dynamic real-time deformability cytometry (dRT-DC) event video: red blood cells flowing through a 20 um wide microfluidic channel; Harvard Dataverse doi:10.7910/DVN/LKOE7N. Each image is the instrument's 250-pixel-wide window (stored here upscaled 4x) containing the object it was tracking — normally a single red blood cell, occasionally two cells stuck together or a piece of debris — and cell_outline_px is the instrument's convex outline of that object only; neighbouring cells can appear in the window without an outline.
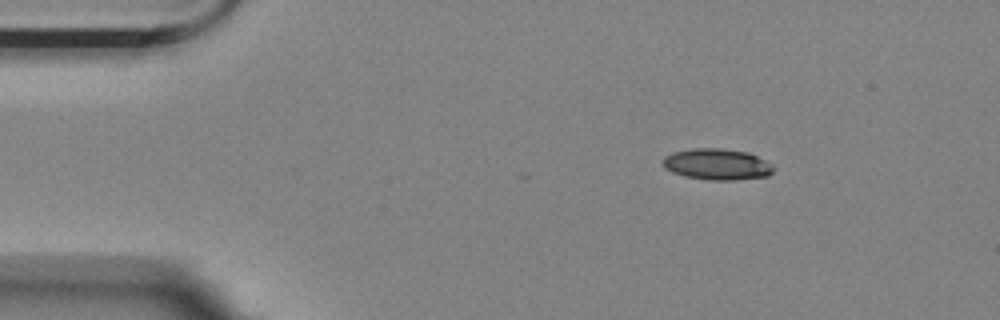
{"species": "Egyptian fruit bat (a non-hibernating species)", "species_latin": "Rousettus aegyptiacus", "temperature_condition": "room temperature", "stored_images_in_passage": 41, "camera_frame_rate_fps": 3000, "um_per_image_px": 0.085, "animal": {"sex": "female"}, "frame": {"image": 1, "passage_image": 1, "time_ms": 0.0, "image_size_px": [1000, 320], "cell_outline_px": [[776, 168], [768, 176], [736, 180], [708, 180], [684, 176], [672, 172], [664, 168], [660, 160], [664, 156], [672, 152], [692, 148], [720, 148], [748, 152], [772, 164]], "centroid_in_image_um": [60.91, 13.96], "position_along_channel_um": 24.1, "area_um2": 20.4}}
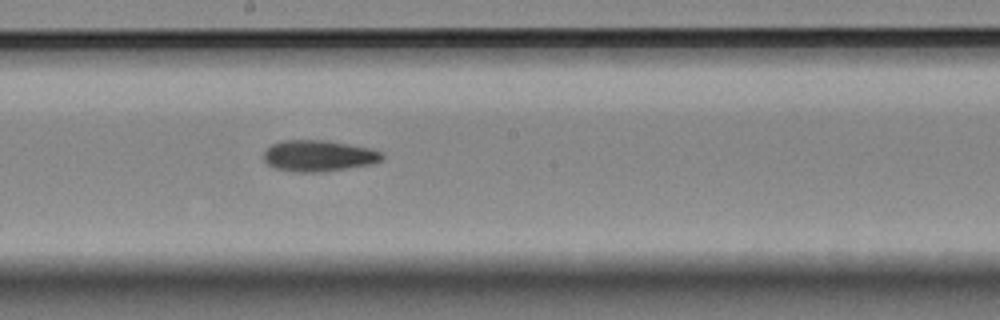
{"frame": {"image": 2, "passage_image": 23, "time_ms": 7.333, "image_size_px": [1000, 320], "cell_outline_px": [[384, 156], [380, 160], [372, 164], [324, 172], [296, 172], [276, 168], [268, 164], [264, 160], [264, 152], [272, 144], [284, 140], [320, 140], [368, 148], [380, 152]], "centroid_in_image_um": [27.05, 13.26], "position_along_channel_um": 221.2, "area_um2": 21.15}}
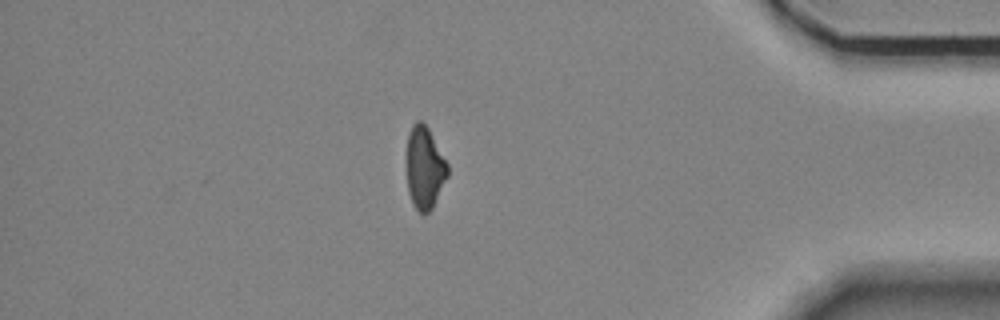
{"frame": {"image": 3, "passage_image": 41, "time_ms": 13.333, "image_size_px": [1000, 320], "cell_outline_px": [[448, 176], [432, 208], [424, 216], [412, 204], [408, 192], [408, 132], [412, 124], [416, 120], [420, 120], [428, 128], [448, 164]], "centroid_in_image_um": [36.1, 14.27], "position_along_channel_um": 399.1, "area_um2": 19.42}, "authors_computed_cell_mechanics": {"area_um2": 20.9236, "velocity_mm_per_s": 3.5583, "shape_relaxation_time_tau1_ms": 6.627, "shape_relaxation_time_tau2_ms": 11.0901, "deformation_change_tau1": 0.1844, "deformation_change_tau2": 0.2176}}